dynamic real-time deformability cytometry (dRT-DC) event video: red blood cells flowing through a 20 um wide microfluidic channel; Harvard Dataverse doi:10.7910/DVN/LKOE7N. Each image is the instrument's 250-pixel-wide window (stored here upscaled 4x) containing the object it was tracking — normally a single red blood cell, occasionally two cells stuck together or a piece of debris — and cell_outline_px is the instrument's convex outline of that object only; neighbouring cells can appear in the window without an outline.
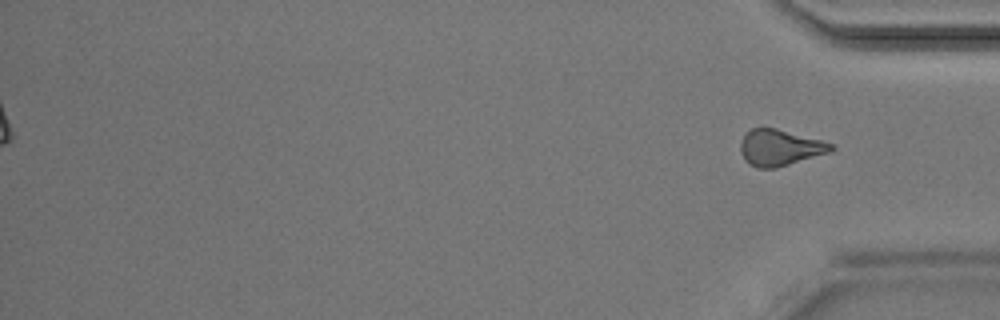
{"species": "Egyptian fruit bat (a non-hibernating species)", "species_latin": "Rousettus aegyptiacus", "temperature_condition": "room temperature", "stored_images_in_passage": 33, "segment_of_instrument_passage": [2, 2], "camera_frame_rate_fps": 3000, "um_per_image_px": 0.085, "animal": {"sex": "male"}, "frame": {"image": 1, "passage_image": 33, "time_ms": 10.667, "image_size_px": [1000, 320], "cell_outline_px": [[836, 148], [832, 152], [776, 168], [756, 168], [748, 164], [740, 152], [740, 144], [744, 136], [752, 128], [776, 128], [824, 140], [832, 144]], "centroid_in_image_um": [66.33, 12.56], "position_along_channel_um": 368.9, "area_um2": 19.31}}